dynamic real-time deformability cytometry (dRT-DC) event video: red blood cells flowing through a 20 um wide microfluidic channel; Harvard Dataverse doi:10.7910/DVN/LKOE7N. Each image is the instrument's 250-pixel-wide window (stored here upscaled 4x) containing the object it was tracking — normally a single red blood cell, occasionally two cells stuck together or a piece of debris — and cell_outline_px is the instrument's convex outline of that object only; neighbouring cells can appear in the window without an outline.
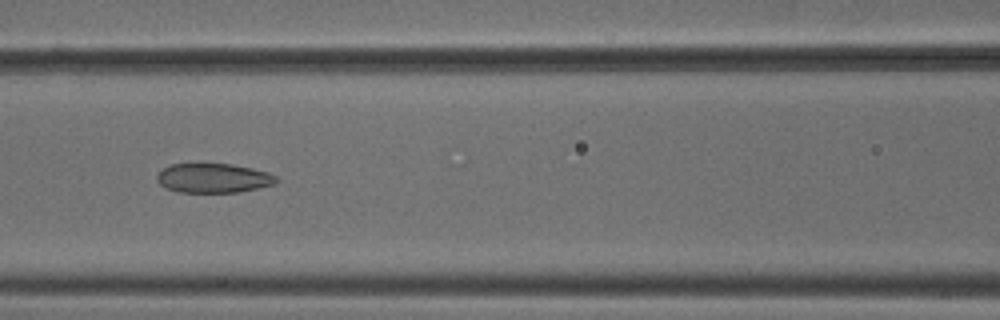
{"species": "common noctule bat (a hibernating species)", "species_latin": "Nyctalus noctula", "temperature_condition": "cold", "stored_images_in_passage": 6, "camera_frame_rate_fps": 3000, "um_per_image_px": 0.085, "animal": {"sex": "male", "body_mass_g": 18.8}, "frame": {"image": 1, "passage_image": 5, "time_ms": 1.333, "image_size_px": [1000, 320], "cell_outline_px": [[280, 180], [276, 184], [240, 192], [176, 192], [160, 184], [156, 180], [156, 176], [168, 164], [196, 160], [232, 164], [252, 168], [268, 172], [276, 176]], "centroid_in_image_um": [18.12, 15.08], "position_along_channel_um": 148.5, "area_um2": 21.44}}
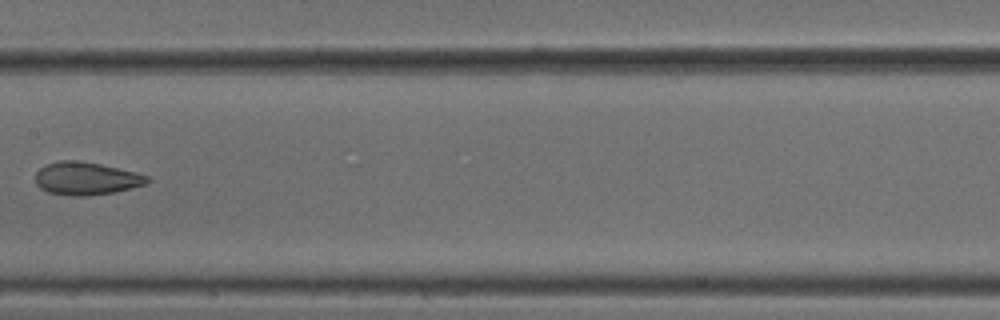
{"frame": {"image": 2, "passage_image": 6, "time_ms": 1.667, "image_size_px": [1000, 320], "cell_outline_px": [[152, 180], [148, 184], [116, 192], [88, 196], [72, 196], [48, 192], [40, 188], [36, 184], [36, 172], [40, 168], [48, 164], [60, 160], [76, 160], [100, 164], [136, 172], [148, 176]], "centroid_in_image_um": [7.37, 15.18], "position_along_channel_um": 200.0, "area_um2": 21.56}}